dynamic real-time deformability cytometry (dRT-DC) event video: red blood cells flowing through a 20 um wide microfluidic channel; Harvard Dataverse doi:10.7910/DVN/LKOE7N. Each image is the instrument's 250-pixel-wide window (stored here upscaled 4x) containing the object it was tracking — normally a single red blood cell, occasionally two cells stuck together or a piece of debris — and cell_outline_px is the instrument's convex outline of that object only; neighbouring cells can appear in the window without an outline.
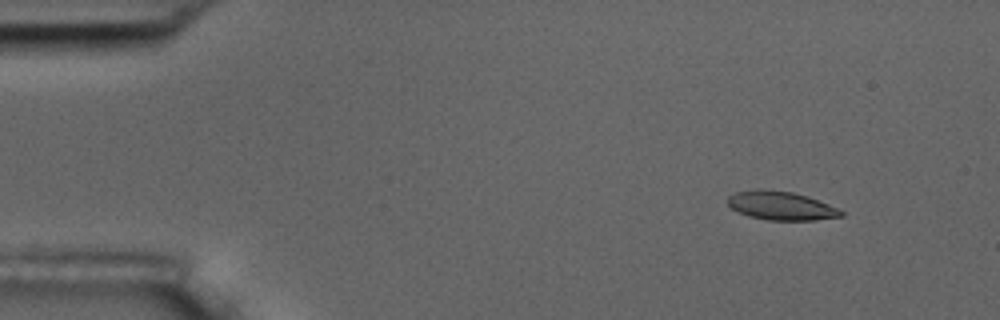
{"species": "common noctule bat (a hibernating species)", "species_latin": "Nyctalus noctula", "temperature_condition": "room temperature", "stored_images_in_passage": 5, "camera_frame_rate_fps": 3000, "um_per_image_px": 0.085, "animal": {"sex": "male", "body_mass_g": 17.5, "forearm_length_mm": 52.3}, "frame": {"image": 1, "passage_image": 2, "time_ms": 1.0, "image_size_px": [1000, 320], "cell_outline_px": [[844, 216], [816, 220], [768, 220], [748, 216], [732, 208], [728, 204], [728, 196], [736, 192], [756, 188], [792, 192], [808, 196], [828, 204], [844, 212]], "centroid_in_image_um": [66.39, 17.48], "position_along_channel_um": 18.6, "area_um2": 18.9}}
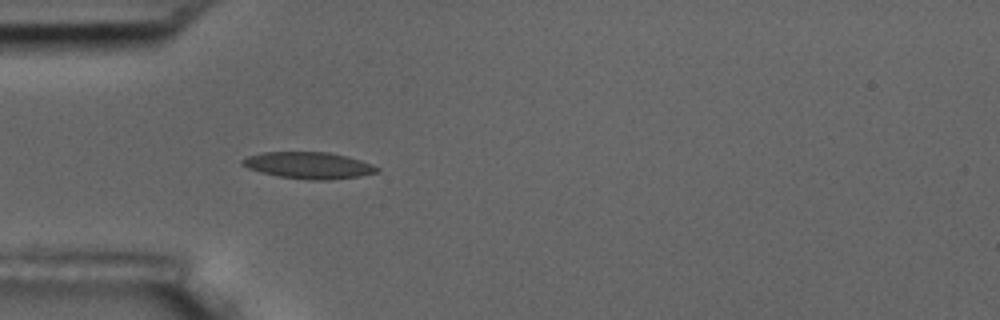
{"frame": {"image": 2, "passage_image": 5, "time_ms": 4.667, "image_size_px": [1000, 320], "cell_outline_px": [[380, 168], [376, 172], [360, 176], [332, 180], [312, 180], [280, 176], [260, 172], [248, 168], [240, 164], [240, 160], [248, 156], [264, 152], [328, 152], [360, 160], [372, 164]], "centroid_in_image_um": [26.22, 14.06], "position_along_channel_um": 58.8, "area_um2": 20.75}}